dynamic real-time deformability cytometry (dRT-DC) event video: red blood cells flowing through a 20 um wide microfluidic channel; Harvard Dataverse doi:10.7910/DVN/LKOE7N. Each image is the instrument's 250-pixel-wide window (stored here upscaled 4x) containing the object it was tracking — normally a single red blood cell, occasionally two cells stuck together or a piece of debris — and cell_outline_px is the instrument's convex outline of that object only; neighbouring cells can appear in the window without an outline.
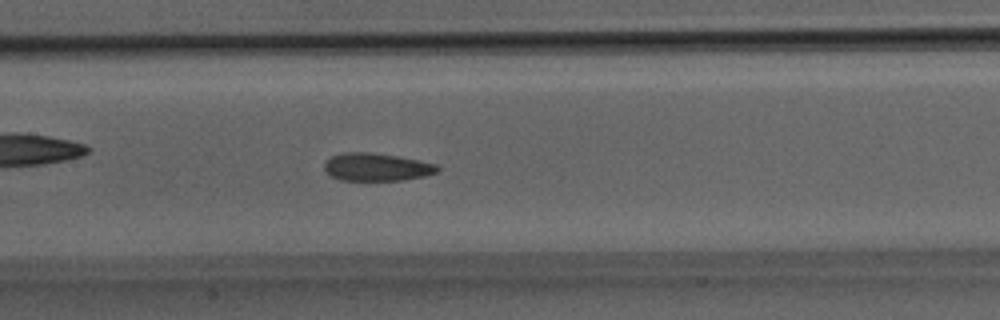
{"species": "Egyptian fruit bat (a non-hibernating species)", "species_latin": "Rousettus aegyptiacus", "temperature_condition": "room temperature", "stored_images_in_passage": 25, "camera_frame_rate_fps": 3000, "um_per_image_px": 0.085, "animal": {"sex": "male"}, "frame": {"image": 1, "passage_image": 8, "time_ms": 2.333, "image_size_px": [1000, 320], "cell_outline_px": [[440, 172], [424, 176], [404, 180], [340, 180], [328, 176], [324, 168], [324, 164], [332, 156], [344, 152], [368, 152], [396, 156], [436, 164], [440, 168]], "centroid_in_image_um": [32.0, 14.21], "position_along_channel_um": 175.4, "area_um2": 18.32}}
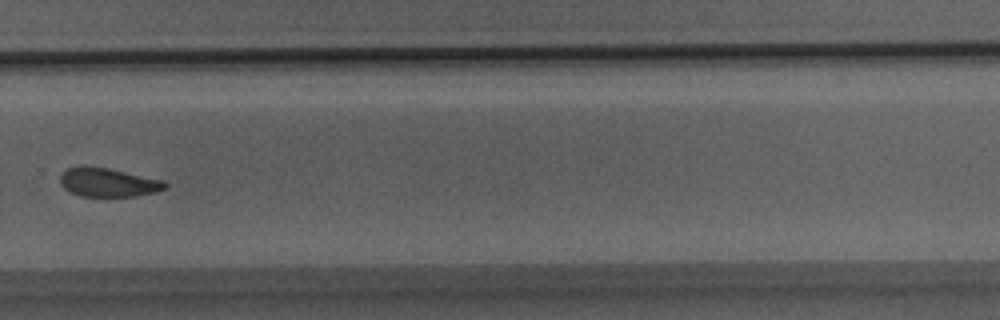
{"frame": {"image": 2, "passage_image": 15, "time_ms": 4.667, "image_size_px": [1000, 320], "cell_outline_px": [[168, 188], [156, 192], [136, 196], [80, 196], [68, 192], [60, 184], [60, 176], [68, 168], [84, 164], [108, 168], [164, 180], [168, 184]], "centroid_in_image_um": [9.19, 15.49], "position_along_channel_um": 320.6, "area_um2": 17.92}}
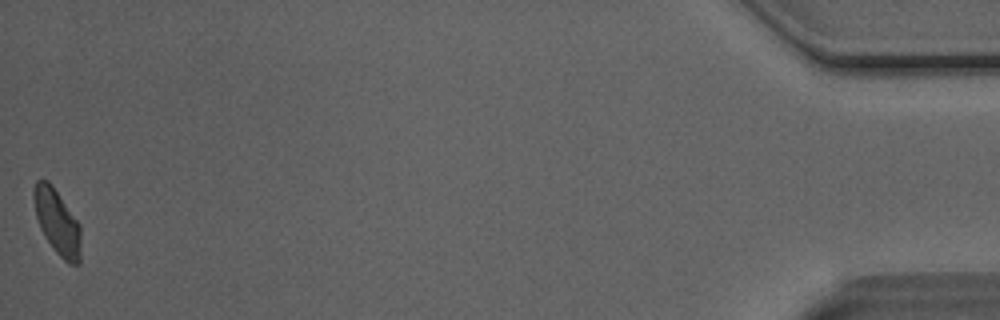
{"frame": {"image": 3, "passage_image": 25, "time_ms": 8.0, "image_size_px": [1000, 320], "cell_outline_px": [[80, 264], [68, 264], [52, 248], [44, 236], [40, 228], [36, 216], [32, 196], [32, 188], [36, 180], [48, 180], [52, 184], [80, 224]], "centroid_in_image_um": [4.84, 18.85], "position_along_channel_um": 430.4, "area_um2": 18.09}}